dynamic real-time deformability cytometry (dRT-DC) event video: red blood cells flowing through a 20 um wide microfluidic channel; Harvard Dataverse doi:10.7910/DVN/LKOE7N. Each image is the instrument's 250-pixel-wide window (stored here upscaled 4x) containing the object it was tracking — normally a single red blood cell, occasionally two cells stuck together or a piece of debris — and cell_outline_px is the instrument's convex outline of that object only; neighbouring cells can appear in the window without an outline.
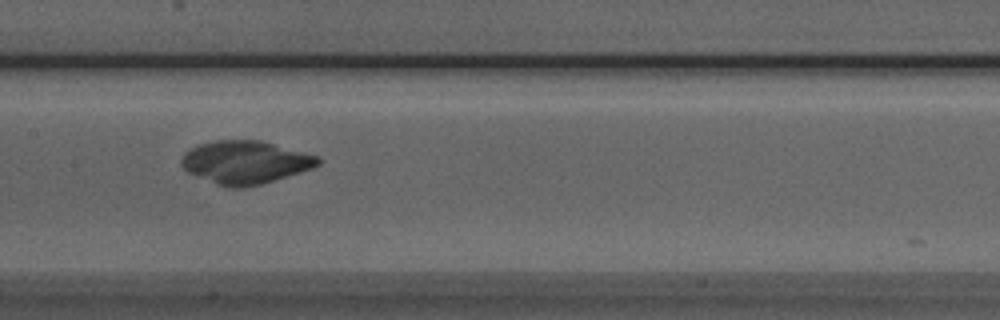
{"species": "Egyptian fruit bat (a non-hibernating species)", "species_latin": "Rousettus aegyptiacus", "temperature_condition": "room temperature", "stored_images_in_passage": 47, "camera_frame_rate_fps": 3000, "um_per_image_px": 0.085, "animal": {"sex": "male"}, "frame": {"image": 1, "passage_image": 25, "time_ms": 8.0, "image_size_px": [1000, 320], "cell_outline_px": [[320, 164], [312, 168], [260, 184], [244, 188], [228, 188], [216, 184], [196, 176], [188, 172], [180, 164], [180, 160], [184, 152], [200, 144], [216, 140], [260, 140], [320, 156]], "centroid_in_image_um": [20.83, 13.79], "position_along_channel_um": 186.6, "area_um2": 34.16}}
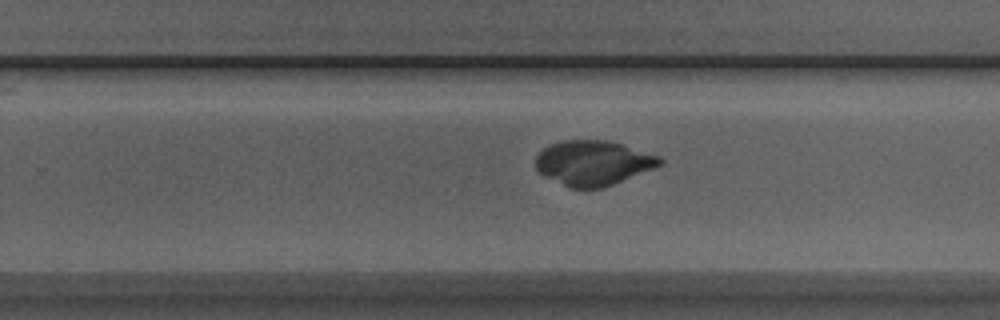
{"frame": {"image": 2, "passage_image": 32, "time_ms": 10.333, "image_size_px": [1000, 320], "cell_outline_px": [[664, 160], [656, 168], [604, 188], [568, 188], [544, 176], [536, 168], [536, 156], [548, 144], [564, 140], [608, 140], [624, 144], [660, 156]], "centroid_in_image_um": [50.44, 13.85], "position_along_channel_um": 279.4, "area_um2": 32.83}}
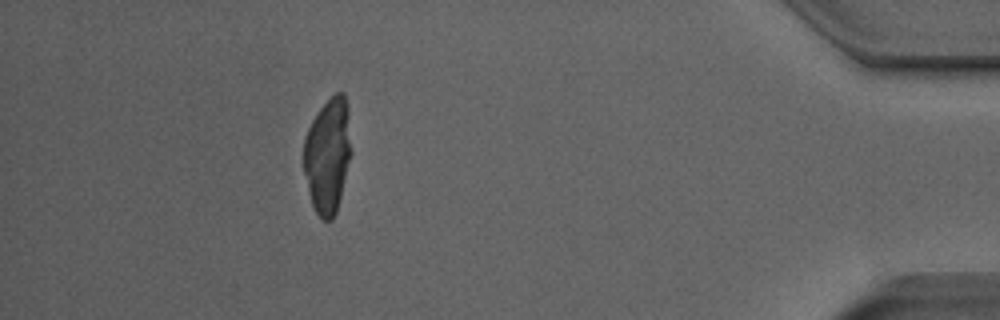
{"frame": {"image": 3, "passage_image": 46, "time_ms": 15.0, "image_size_px": [1000, 320], "cell_outline_px": [[352, 152], [336, 212], [332, 220], [324, 220], [316, 212], [312, 204], [304, 172], [304, 136], [312, 120], [320, 108], [336, 92], [344, 92], [348, 108]], "centroid_in_image_um": [27.87, 13.18], "position_along_channel_um": 407.3, "area_um2": 31.85}}